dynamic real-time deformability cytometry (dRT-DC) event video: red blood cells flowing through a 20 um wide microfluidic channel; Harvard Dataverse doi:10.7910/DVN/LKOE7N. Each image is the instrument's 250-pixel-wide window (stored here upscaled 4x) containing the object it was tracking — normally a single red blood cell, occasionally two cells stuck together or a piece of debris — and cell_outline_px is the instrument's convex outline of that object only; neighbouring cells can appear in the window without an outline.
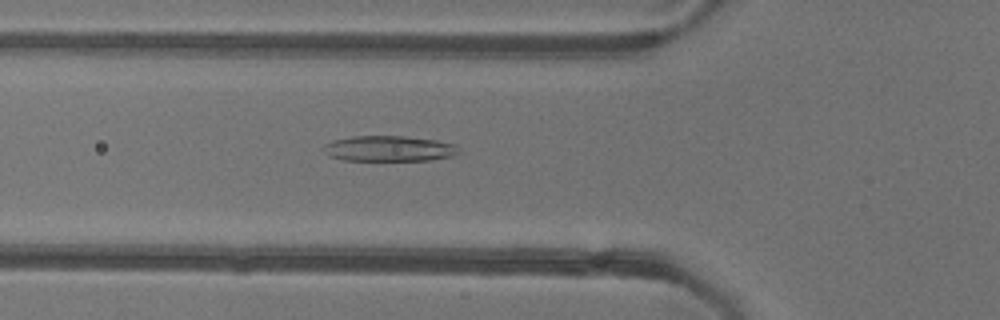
{"species": "common noctule bat (a hibernating species)", "species_latin": "Nyctalus noctula", "temperature_condition": "warm", "stored_images_in_passage": 53, "camera_frame_rate_fps": 3000, "um_per_image_px": 0.085, "animal": {"sex": "female"}, "frame": {"image": 1, "passage_image": 19, "time_ms": 6.0, "image_size_px": [1000, 320], "cell_outline_px": [[460, 152], [452, 156], [428, 160], [344, 160], [328, 156], [320, 148], [324, 144], [332, 140], [352, 136], [404, 136], [436, 140], [456, 144], [460, 148]], "centroid_in_image_um": [33.04, 12.62], "position_along_channel_um": 92.8, "area_um2": 20.35}}
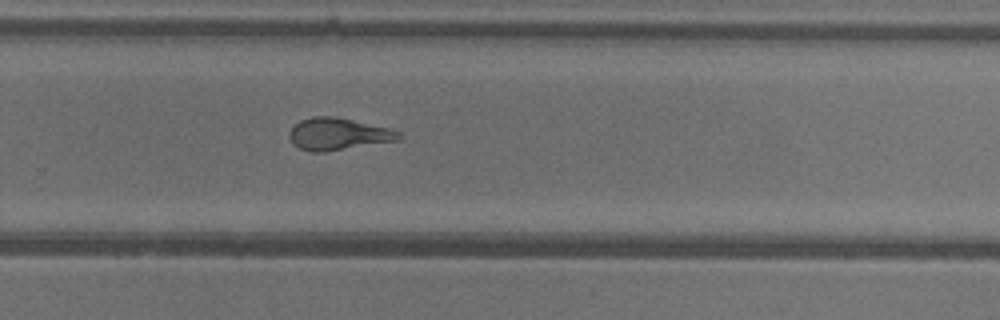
{"frame": {"image": 2, "passage_image": 35, "time_ms": 11.333, "image_size_px": [1000, 320], "cell_outline_px": [[400, 140], [324, 152], [312, 152], [300, 148], [292, 144], [288, 136], [288, 132], [300, 120], [312, 116], [332, 116], [392, 128], [400, 132]], "centroid_in_image_um": [28.73, 11.39], "position_along_channel_um": 301.1, "area_um2": 20.52}}
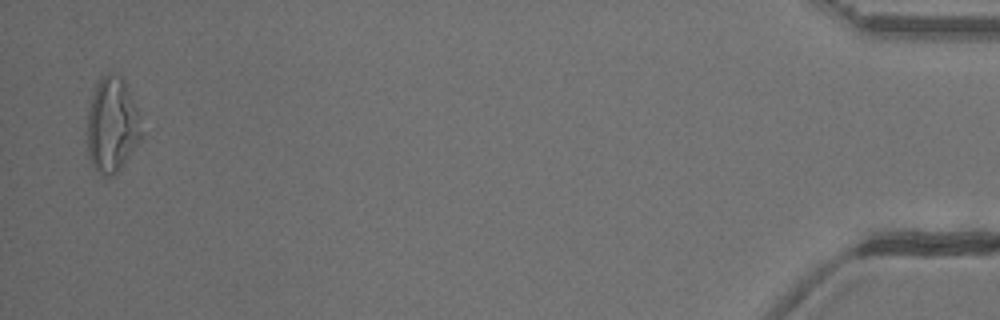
{"frame": {"image": 3, "passage_image": 52, "time_ms": 17.0, "image_size_px": [1000, 320], "cell_outline_px": [[140, 140], [120, 168], [112, 176], [104, 176], [92, 164], [88, 156], [88, 112], [92, 96], [96, 84], [100, 76], [108, 72], [112, 72], [120, 76], [124, 80], [140, 112]], "centroid_in_image_um": [9.53, 10.57], "position_along_channel_um": 425.7, "area_um2": 29.82}, "authors_computed_cell_mechanics": {"area_um2": 22.8888, "velocity_mm_per_s": 3.8966, "shape_relaxation_time_tau1_ms": 9.1259, "shape_relaxation_time_tau2_ms": 1.8704, "deformation_change_tau1": 0.2482, "deformation_change_tau2": 0.1111}}